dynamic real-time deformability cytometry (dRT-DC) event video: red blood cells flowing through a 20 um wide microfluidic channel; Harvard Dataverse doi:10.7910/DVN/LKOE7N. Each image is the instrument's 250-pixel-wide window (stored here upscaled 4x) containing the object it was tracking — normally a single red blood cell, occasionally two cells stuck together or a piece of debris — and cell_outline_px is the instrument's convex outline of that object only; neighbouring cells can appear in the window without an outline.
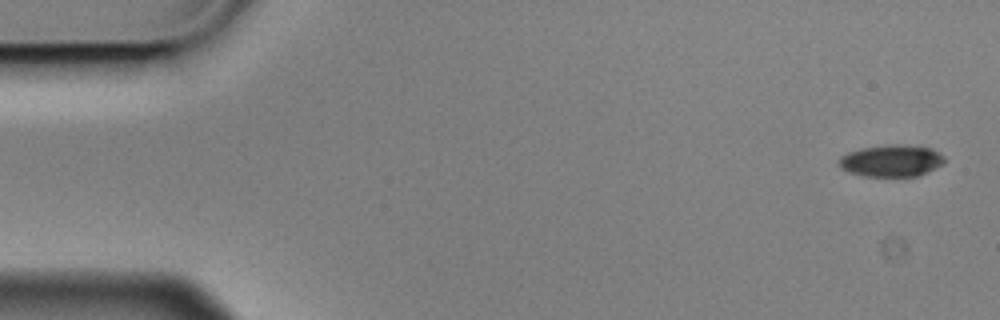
{"species": "Egyptian fruit bat (a non-hibernating species)", "species_latin": "Rousettus aegyptiacus", "temperature_condition": "cold", "stored_images_in_passage": 5, "camera_frame_rate_fps": 3000, "um_per_image_px": 0.085, "animal": {"sex": "male"}, "frame": {"image": 1, "passage_image": 1, "time_ms": 0.0, "image_size_px": [1000, 320], "cell_outline_px": [[944, 164], [936, 168], [916, 176], [864, 176], [848, 172], [840, 168], [840, 156], [848, 152], [860, 148], [892, 144], [904, 144], [932, 148], [944, 156]], "centroid_in_image_um": [75.77, 13.65], "position_along_channel_um": 9.2, "area_um2": 19.65}}
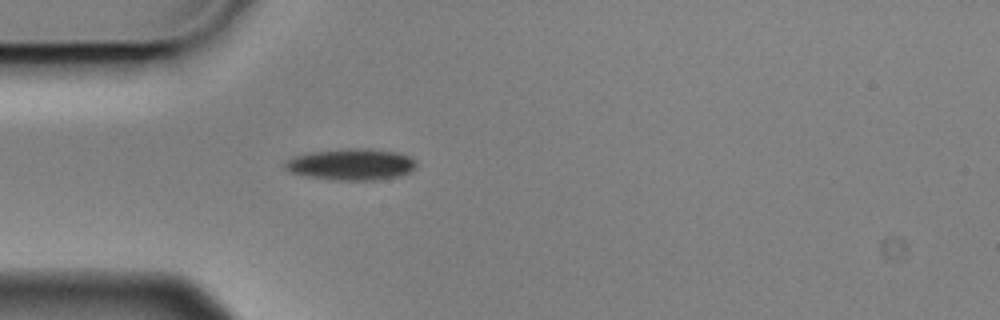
{"frame": {"image": 2, "passage_image": 5, "time_ms": 1.333, "image_size_px": [1000, 320], "cell_outline_px": [[416, 168], [412, 172], [400, 176], [372, 180], [332, 180], [308, 176], [288, 172], [284, 168], [284, 160], [292, 156], [312, 152], [344, 148], [368, 148], [400, 152], [416, 160]], "centroid_in_image_um": [29.85, 13.96], "position_along_channel_um": 55.1, "area_um2": 24.51}}